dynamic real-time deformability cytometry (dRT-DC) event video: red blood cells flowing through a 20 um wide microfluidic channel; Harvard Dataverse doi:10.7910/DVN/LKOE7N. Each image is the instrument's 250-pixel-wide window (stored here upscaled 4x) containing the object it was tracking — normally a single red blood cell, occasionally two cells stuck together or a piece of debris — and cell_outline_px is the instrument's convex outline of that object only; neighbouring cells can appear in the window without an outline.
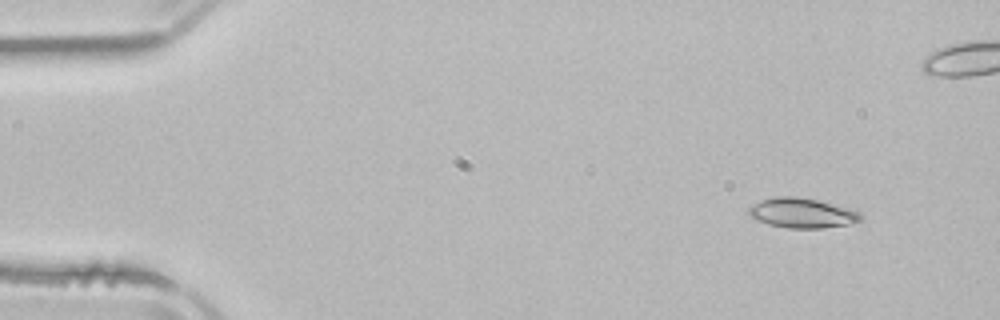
{"species": "common noctule bat (a hibernating species)", "species_latin": "Nyctalus noctula", "temperature_condition": "room temperature", "stored_images_in_passage": 4, "camera_frame_rate_fps": 3000, "um_per_image_px": 0.085, "animal": {"sex": "male", "body_mass_g": 21.5, "forearm_length_mm": 52.0}, "frame": {"image": 1, "passage_image": 1, "time_ms": 0.0, "image_size_px": [1000, 320], "cell_outline_px": [[864, 220], [852, 224], [824, 228], [788, 228], [768, 224], [756, 220], [748, 216], [748, 208], [752, 204], [760, 200], [776, 196], [796, 196], [820, 200], [848, 208], [860, 212], [864, 216]], "centroid_in_image_um": [68.19, 18.1], "position_along_channel_um": 16.8, "area_um2": 19.94}}